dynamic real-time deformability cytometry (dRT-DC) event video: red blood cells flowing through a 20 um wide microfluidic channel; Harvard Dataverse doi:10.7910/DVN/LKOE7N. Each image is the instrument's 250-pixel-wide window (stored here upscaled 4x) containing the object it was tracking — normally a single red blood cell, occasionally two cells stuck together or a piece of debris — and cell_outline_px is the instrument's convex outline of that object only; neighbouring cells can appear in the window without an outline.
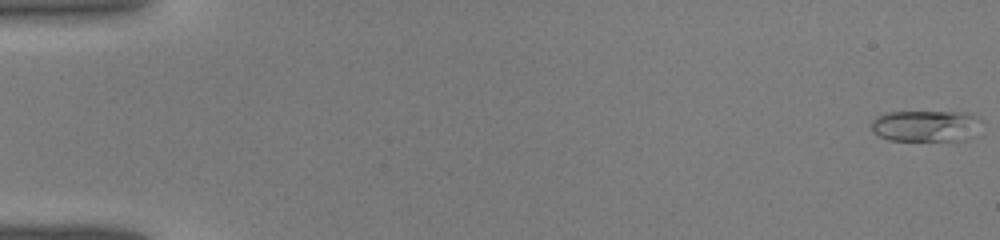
{"species": "common noctule bat (a hibernating species)", "species_latin": "Nyctalus noctula", "temperature_condition": "warm", "stored_images_in_passage": 43, "camera_frame_rate_fps": 3000, "um_per_image_px": 0.085, "animal": {"sex": "male", "body_mass_g": 19.0, "forearm_length_mm": 50.8}, "frame": {"image": 1, "passage_image": 1, "time_ms": 0.0, "image_size_px": [1000, 240], "cell_outline_px": [[980, 120], [964, 140], [888, 140], [872, 132], [872, 120], [876, 116], [884, 112], [972, 112]], "centroid_in_image_um": [78.58, 10.68], "position_along_channel_um": 6.4, "area_um2": 19.71}}
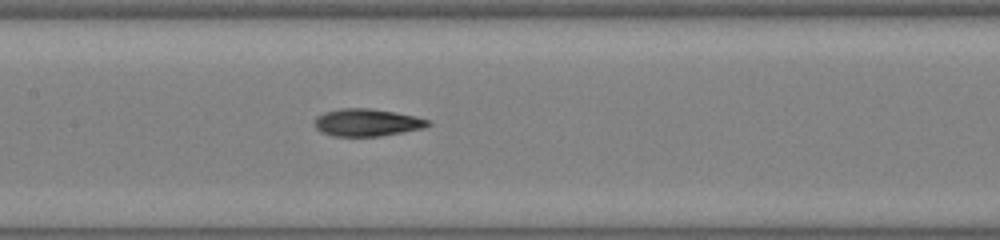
{"frame": {"image": 2, "passage_image": 22, "time_ms": 7.0, "image_size_px": [1000, 240], "cell_outline_px": [[432, 124], [424, 128], [380, 136], [332, 136], [320, 132], [312, 124], [316, 116], [324, 112], [340, 108], [372, 108], [396, 112], [416, 116], [432, 120]], "centroid_in_image_um": [31.19, 10.4], "position_along_channel_um": 176.2, "area_um2": 18.5}}
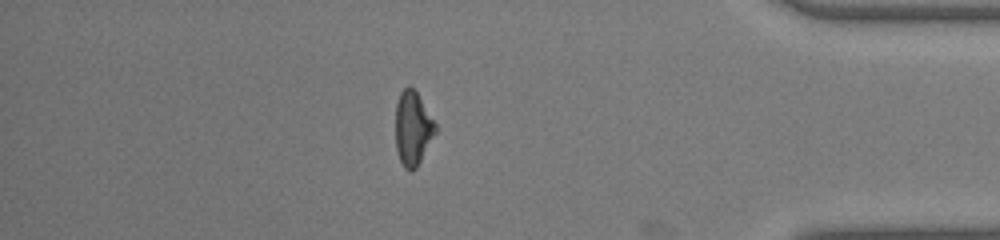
{"frame": {"image": 3, "passage_image": 38, "time_ms": 12.333, "image_size_px": [1000, 240], "cell_outline_px": [[436, 132], [416, 168], [412, 172], [408, 172], [404, 168], [400, 160], [396, 148], [396, 104], [400, 92], [408, 84], [416, 92], [436, 124]], "centroid_in_image_um": [35.07, 10.93], "position_along_channel_um": 400.1, "area_um2": 17.05}}